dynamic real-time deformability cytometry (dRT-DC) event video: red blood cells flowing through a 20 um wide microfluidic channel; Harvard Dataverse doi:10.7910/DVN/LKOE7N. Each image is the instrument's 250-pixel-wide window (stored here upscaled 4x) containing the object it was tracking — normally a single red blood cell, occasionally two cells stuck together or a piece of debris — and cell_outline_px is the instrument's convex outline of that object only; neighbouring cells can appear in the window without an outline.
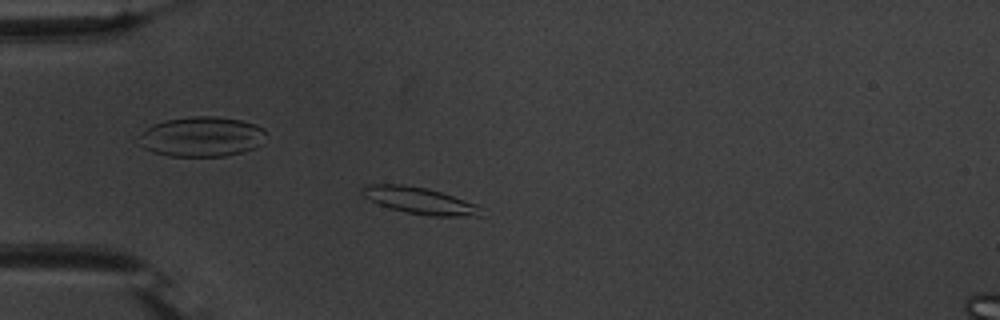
{"species": "common noctule bat (a hibernating species)", "species_latin": "Nyctalus noctula", "temperature_condition": "warm", "stored_images_in_passage": 53, "camera_frame_rate_fps": 3000, "um_per_image_px": 0.085, "animal": {"sex": "male", "body_mass_g": 20.1, "forearm_length_mm": 53.5}, "frame": {"image": 1, "passage_image": 13, "time_ms": 4.0, "image_size_px": [1000, 320], "cell_outline_px": [[484, 216], [432, 216], [408, 212], [392, 208], [380, 204], [364, 196], [360, 192], [360, 188], [364, 184], [404, 184], [428, 188], [476, 204]], "centroid_in_image_um": [35.64, 17.03], "position_along_channel_um": 49.4, "area_um2": 18.21}}
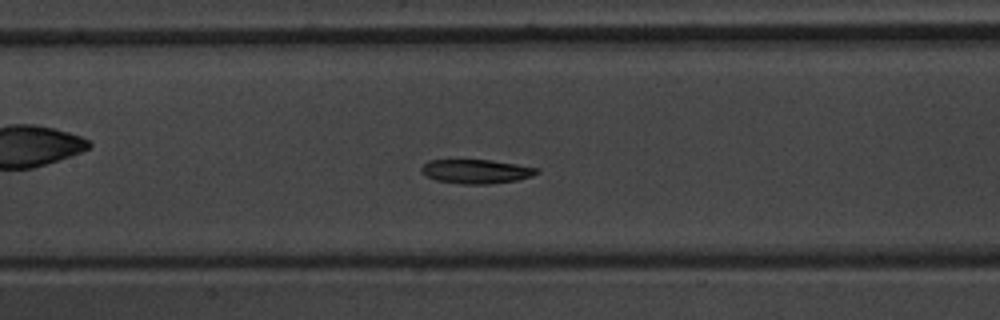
{"frame": {"image": 2, "passage_image": 24, "time_ms": 7.667, "image_size_px": [1000, 320], "cell_outline_px": [[540, 172], [532, 176], [516, 180], [492, 184], [464, 184], [436, 180], [420, 172], [420, 168], [428, 160], [492, 160], [540, 168]], "centroid_in_image_um": [40.5, 14.57], "position_along_channel_um": 166.9, "area_um2": 16.24}}
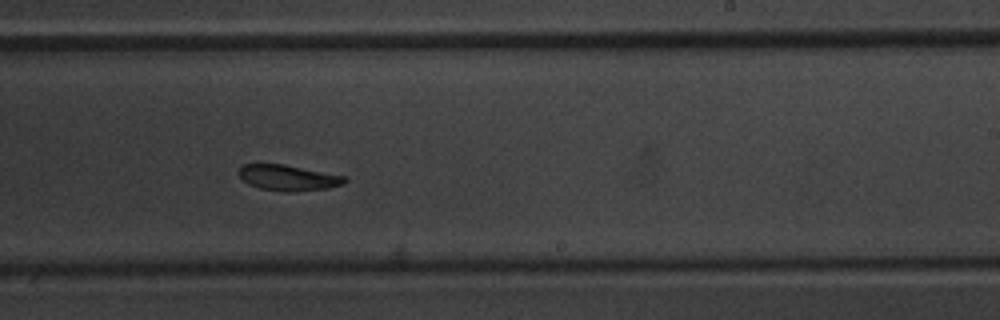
{"frame": {"image": 3, "passage_image": 32, "time_ms": 10.333, "image_size_px": [1000, 320], "cell_outline_px": [[348, 180], [344, 184], [328, 188], [292, 192], [284, 192], [260, 188], [248, 184], [236, 172], [244, 164], [284, 164], [344, 176]], "centroid_in_image_um": [24.49, 15.11], "position_along_channel_um": 264.5, "area_um2": 15.84}, "authors_computed_cell_mechanics": {"area_um2": 17.2244, "velocity_mm_per_s": 3.6722, "shape_relaxation_time_tau1_ms": 3.2605, "shape_relaxation_time_tau2_ms": null, "deformation_change_tau1": 0.1215, "deformation_change_tau2": null}}